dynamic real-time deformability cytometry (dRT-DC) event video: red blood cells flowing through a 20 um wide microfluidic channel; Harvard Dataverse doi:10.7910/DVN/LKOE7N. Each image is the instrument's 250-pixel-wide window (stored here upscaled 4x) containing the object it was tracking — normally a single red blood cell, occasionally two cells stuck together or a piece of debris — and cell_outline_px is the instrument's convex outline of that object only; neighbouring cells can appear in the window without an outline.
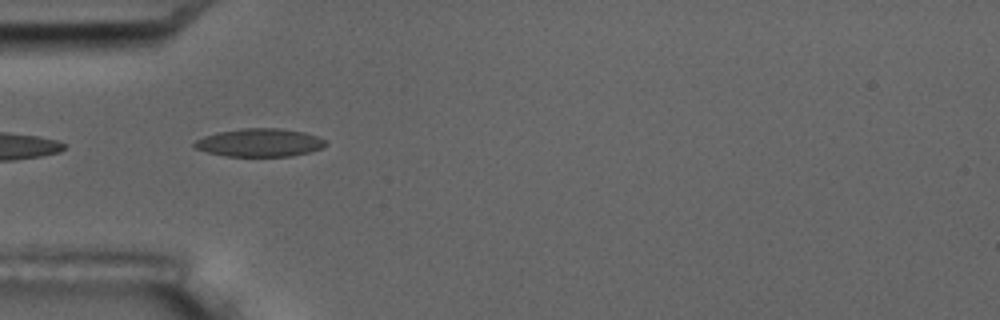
{"species": "common noctule bat (a hibernating species)", "species_latin": "Nyctalus noctula", "temperature_condition": "room temperature", "stored_images_in_passage": 5, "camera_frame_rate_fps": 3000, "um_per_image_px": 0.085, "animal": {"sex": "male", "body_mass_g": 17.5, "forearm_length_mm": 52.3}, "frame": {"image": 1, "passage_image": 4, "time_ms": 4.333, "image_size_px": [1000, 320], "cell_outline_px": [[328, 144], [320, 148], [308, 152], [292, 156], [224, 156], [208, 152], [196, 148], [192, 144], [196, 140], [204, 136], [216, 132], [244, 128], [280, 128], [304, 132], [316, 136], [324, 140]], "centroid_in_image_um": [22.05, 12.12], "position_along_channel_um": 63.0, "area_um2": 21.39}}